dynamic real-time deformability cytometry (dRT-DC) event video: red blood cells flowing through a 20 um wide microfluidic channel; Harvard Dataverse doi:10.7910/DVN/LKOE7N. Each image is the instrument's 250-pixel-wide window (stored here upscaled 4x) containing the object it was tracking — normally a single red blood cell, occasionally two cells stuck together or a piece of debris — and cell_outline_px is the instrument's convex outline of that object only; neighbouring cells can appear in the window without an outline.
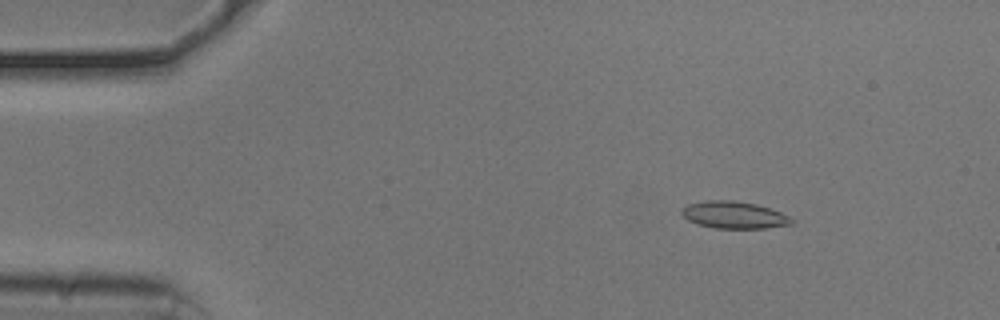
{"species": "common noctule bat (a hibernating species)", "species_latin": "Nyctalus noctula", "temperature_condition": "cold", "stored_images_in_passage": 53, "camera_frame_rate_fps": 3000, "um_per_image_px": 0.085, "animal": {"sex": "male", "body_mass_g": 20.5, "forearm_length_mm": 52.5}, "frame": {"image": 1, "passage_image": 7, "time_ms": 2.0, "image_size_px": [1000, 320], "cell_outline_px": [[796, 220], [792, 224], [764, 228], [716, 228], [696, 224], [688, 220], [680, 212], [680, 208], [688, 204], [704, 200], [732, 200], [756, 204], [780, 212]], "centroid_in_image_um": [62.36, 18.27], "position_along_channel_um": 22.6, "area_um2": 17.4}}
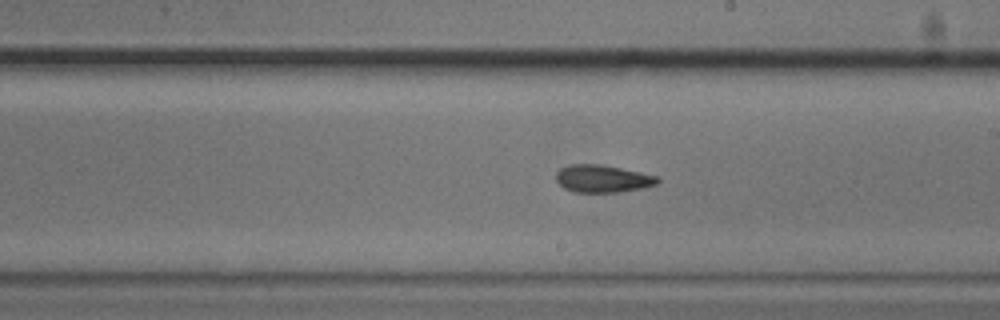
{"frame": {"image": 2, "passage_image": 30, "time_ms": 9.667, "image_size_px": [1000, 320], "cell_outline_px": [[660, 180], [656, 184], [640, 188], [620, 192], [572, 192], [564, 188], [556, 180], [556, 172], [560, 168], [568, 164], [604, 164], [660, 176]], "centroid_in_image_um": [51.22, 15.17], "position_along_channel_um": 237.8, "area_um2": 16.47}}
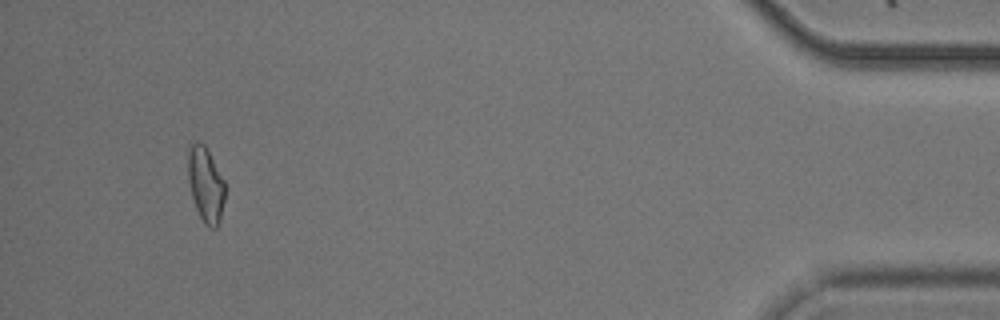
{"frame": {"image": 3, "passage_image": 50, "time_ms": 16.333, "image_size_px": [1000, 320], "cell_outline_px": [[224, 200], [220, 220], [216, 228], [208, 228], [204, 224], [196, 208], [192, 196], [188, 180], [188, 148], [196, 140], [204, 144], [224, 180]], "centroid_in_image_um": [17.47, 15.69], "position_along_channel_um": 417.7, "area_um2": 16.07}, "authors_computed_cell_mechanics": {"area_um2": 16.473, "velocity_mm_per_s": 3.7676, "shape_relaxation_time_tau1_ms": null, "shape_relaxation_time_tau2_ms": 4.8241, "deformation_change_tau1": null, "deformation_change_tau2": 0.1285}}